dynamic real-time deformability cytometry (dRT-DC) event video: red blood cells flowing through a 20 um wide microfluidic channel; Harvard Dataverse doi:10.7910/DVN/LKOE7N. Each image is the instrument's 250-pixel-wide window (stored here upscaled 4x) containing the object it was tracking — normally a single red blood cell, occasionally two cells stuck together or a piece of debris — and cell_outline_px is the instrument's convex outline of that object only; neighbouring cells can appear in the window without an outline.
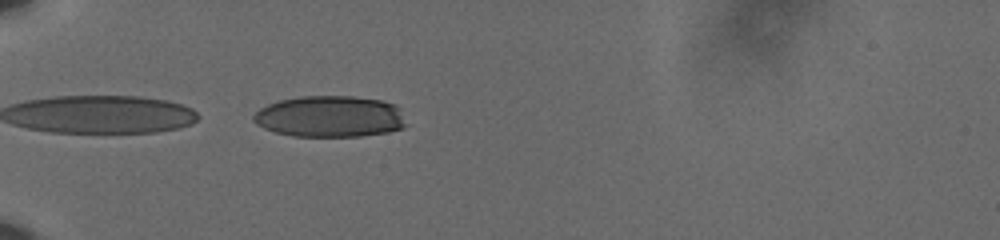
{"species": "human", "species_latin": "Homo sapiens", "temperature_condition": "cold", "stored_images_in_passage": 40, "camera_frame_rate_fps": 3000, "um_per_image_px": 0.085, "donor": {"sex": "male"}, "frame": {"image": 1, "passage_image": 1, "time_ms": 0.0, "image_size_px": [1000, 240], "cell_outline_px": [[408, 124], [404, 128], [388, 132], [360, 136], [292, 136], [276, 132], [264, 128], [256, 124], [252, 120], [252, 116], [260, 108], [268, 104], [280, 100], [300, 96], [352, 96], [380, 100], [392, 104], [400, 108]], "centroid_in_image_um": [28.06, 9.9], "position_along_channel_um": 56.9, "area_um2": 36.99}}
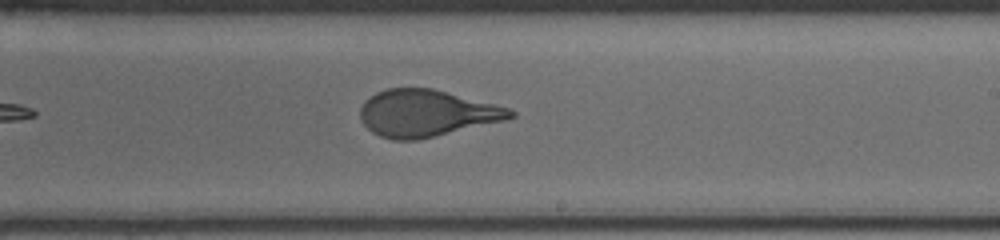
{"frame": {"image": 2, "passage_image": 19, "time_ms": 6.0, "image_size_px": [1000, 240], "cell_outline_px": [[516, 116], [504, 120], [416, 140], [392, 140], [380, 136], [372, 132], [360, 120], [360, 108], [364, 100], [376, 92], [388, 88], [432, 88], [512, 108], [516, 112]], "centroid_in_image_um": [36.23, 9.61], "position_along_channel_um": 252.8, "area_um2": 40.86}}
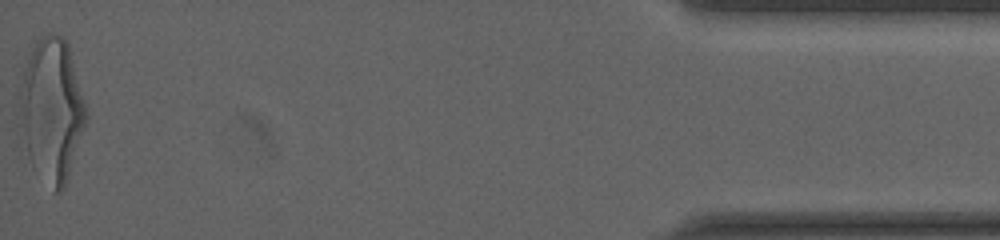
{"frame": {"image": 3, "passage_image": 40, "time_ms": 13.0, "image_size_px": [1000, 240], "cell_outline_px": [[88, 116], [64, 188], [60, 192], [56, 192], [32, 168], [16, 124], [20, 92], [28, 52], [36, 40], [40, 36], [48, 32], [52, 32], [60, 36], [68, 44]], "centroid_in_image_um": [4.34, 9.34], "position_along_channel_um": 430.9, "area_um2": 55.72}, "authors_computed_cell_mechanics": {"area_um2": 41.4426, "velocity_mm_per_s": 3.6215, "shape_relaxation_time_tau1_ms": 5.114, "shape_relaxation_time_tau2_ms": null, "deformation_change_tau1": 0.2004, "deformation_change_tau2": null}}